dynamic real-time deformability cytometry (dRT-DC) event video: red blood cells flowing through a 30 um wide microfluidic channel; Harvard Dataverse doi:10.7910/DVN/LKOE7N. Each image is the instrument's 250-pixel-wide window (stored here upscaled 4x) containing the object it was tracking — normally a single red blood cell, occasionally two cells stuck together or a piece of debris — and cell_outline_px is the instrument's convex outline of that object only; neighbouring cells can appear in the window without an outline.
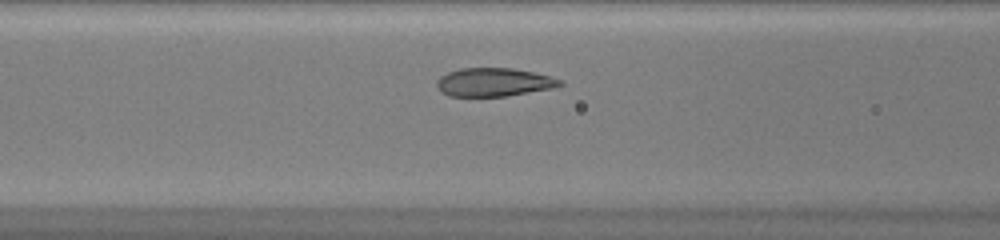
{"species": "common noctule bat (a hibernating species)", "species_latin": "Nyctalus noctula", "temperature_condition": "warm", "stored_images_in_passage": 32, "camera_frame_rate_fps": 3000, "um_per_image_px": 0.085, "animal": {"sex": "female", "body_mass_g": 20.0, "forearm_length_mm": 54.0}, "frame": {"image": 1, "passage_image": 9, "time_ms": 2.667, "image_size_px": [1000, 240], "cell_outline_px": [[564, 84], [556, 88], [508, 96], [448, 96], [440, 92], [436, 88], [436, 80], [440, 76], [448, 72], [460, 68], [512, 68], [532, 72], [564, 80]], "centroid_in_image_um": [41.97, 6.99], "position_along_channel_um": 124.6, "area_um2": 20.69}}
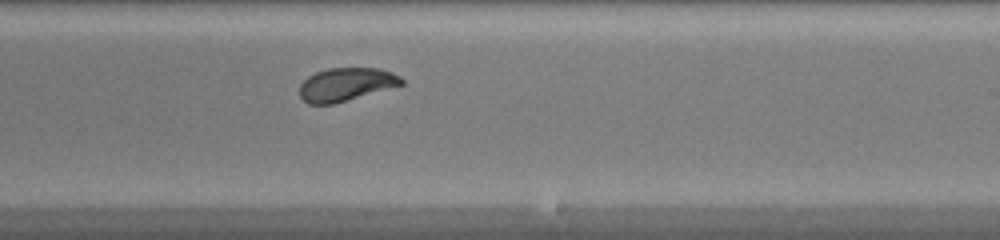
{"frame": {"image": 2, "passage_image": 19, "time_ms": 6.0, "image_size_px": [1000, 240], "cell_outline_px": [[404, 84], [332, 104], [308, 104], [300, 96], [300, 84], [308, 76], [316, 72], [328, 68], [380, 68], [392, 72], [400, 76], [404, 80]], "centroid_in_image_um": [29.41, 7.16], "position_along_channel_um": 259.6, "area_um2": 19.59}}
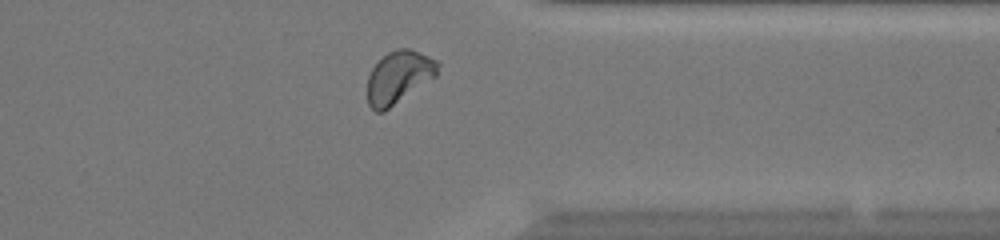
{"frame": {"image": 3, "passage_image": 28, "time_ms": 9.0, "image_size_px": [1000, 240], "cell_outline_px": [[440, 64], [436, 76], [384, 112], [376, 112], [368, 104], [368, 76], [372, 68], [388, 52], [396, 48], [408, 48], [420, 52], [440, 60]], "centroid_in_image_um": [33.92, 6.54], "position_along_channel_um": 377.5, "area_um2": 21.56}, "authors_computed_cell_mechanics": {"area_um2": 20.6057, "velocity_mm_per_s": 4.0578, "shape_relaxation_time_tau1_ms": 3.0717, "shape_relaxation_time_tau2_ms": null, "deformation_change_tau1": 0.1374, "deformation_change_tau2": null}}